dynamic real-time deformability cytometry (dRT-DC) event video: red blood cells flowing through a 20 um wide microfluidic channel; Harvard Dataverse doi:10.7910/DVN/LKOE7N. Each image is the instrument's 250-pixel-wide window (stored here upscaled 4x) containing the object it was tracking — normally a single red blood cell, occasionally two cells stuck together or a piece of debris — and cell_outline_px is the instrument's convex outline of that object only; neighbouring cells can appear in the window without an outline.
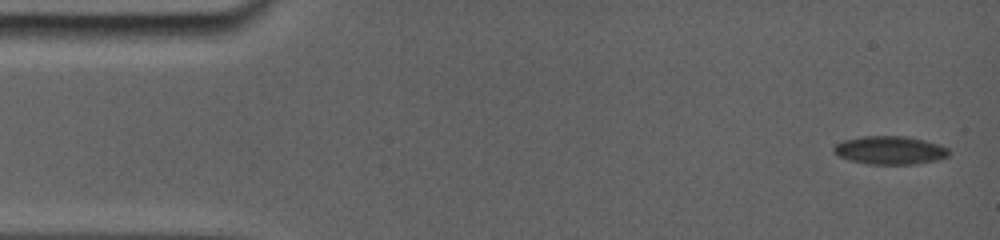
{"species": "common noctule bat (a hibernating species)", "species_latin": "Nyctalus noctula", "temperature_condition": "room temperature", "stored_images_in_passage": 60, "camera_frame_rate_fps": 5000, "um_per_image_px": 0.085, "animal": {"sex": "female", "body_mass_g": 19.0, "forearm_length_mm": 56.7}, "frame": {"image": 1, "passage_image": 1, "time_ms": 0.0, "image_size_px": [1000, 240], "cell_outline_px": [[948, 152], [944, 156], [928, 160], [904, 164], [880, 164], [856, 160], [844, 156], [836, 152], [836, 148], [840, 144], [848, 140], [868, 136], [900, 136], [920, 140], [944, 148]], "centroid_in_image_um": [75.63, 12.75], "position_along_channel_um": 9.4, "area_um2": 16.88}}
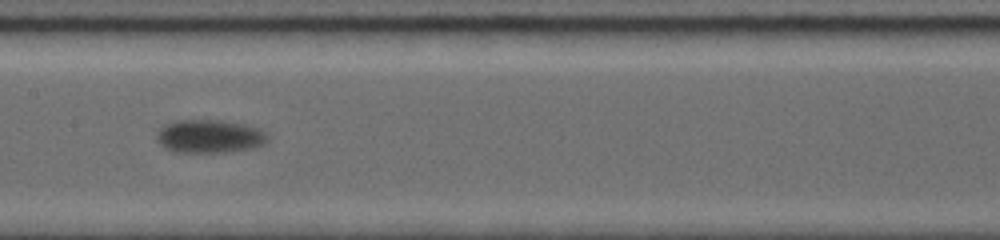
{"frame": {"image": 2, "passage_image": 26, "time_ms": 8.2, "image_size_px": [1000, 240], "cell_outline_px": [[264, 136], [260, 144], [244, 148], [216, 152], [180, 152], [168, 148], [160, 140], [160, 132], [164, 124], [176, 120], [216, 120], [236, 124], [252, 128], [260, 132]], "centroid_in_image_um": [17.67, 11.57], "position_along_channel_um": 189.7, "area_um2": 19.59}}
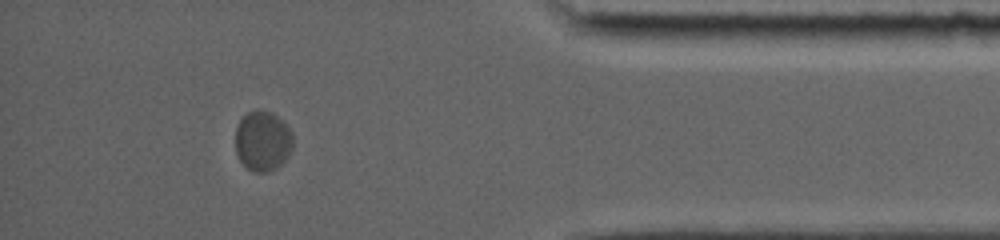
{"frame": {"image": 3, "passage_image": 52, "time_ms": 15.0, "image_size_px": [1000, 240], "cell_outline_px": [[292, 148], [288, 156], [276, 168], [268, 172], [252, 172], [240, 160], [236, 152], [236, 128], [240, 120], [248, 112], [272, 112], [292, 132]], "centroid_in_image_um": [22.32, 12.02], "position_along_channel_um": 412.9, "area_um2": 19.71}, "authors_computed_cell_mechanics": {"area_um2": 20.1722, "velocity_mm_per_s": 3.6225, "shape_relaxation_time_tau1_ms": 2.0508, "shape_relaxation_time_tau2_ms": null, "deformation_change_tau1": 0.1015, "deformation_change_tau2": null}}